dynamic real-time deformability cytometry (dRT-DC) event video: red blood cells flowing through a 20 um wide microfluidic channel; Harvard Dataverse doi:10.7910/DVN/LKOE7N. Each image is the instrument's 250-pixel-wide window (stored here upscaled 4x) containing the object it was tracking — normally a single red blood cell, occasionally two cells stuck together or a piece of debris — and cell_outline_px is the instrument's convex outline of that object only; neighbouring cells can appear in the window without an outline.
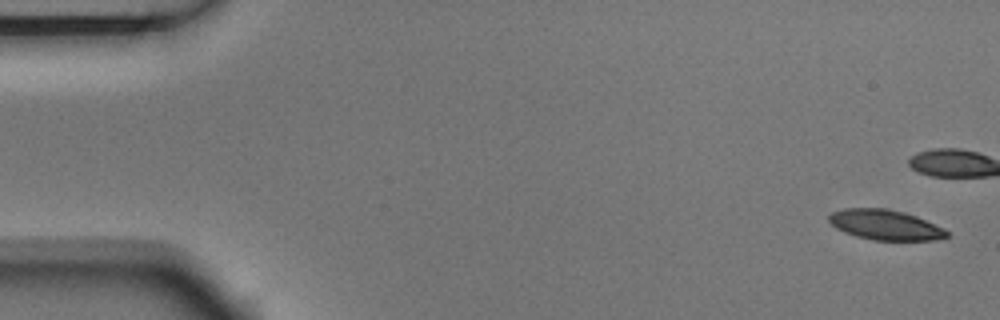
{"species": "Egyptian fruit bat (a non-hibernating species)", "species_latin": "Rousettus aegyptiacus", "temperature_condition": "room temperature", "stored_images_in_passage": 5, "camera_frame_rate_fps": 3000, "um_per_image_px": 0.085, "animal": {"sex": "male"}, "frame": {"image": 1, "passage_image": 1, "time_ms": 0.0, "image_size_px": [1000, 320], "cell_outline_px": [[948, 236], [936, 240], [872, 240], [856, 236], [844, 232], [836, 228], [828, 220], [828, 216], [832, 212], [844, 208], [884, 208], [904, 212], [916, 216], [944, 228], [948, 232]], "centroid_in_image_um": [75.23, 19.11], "position_along_channel_um": 9.8, "area_um2": 20.69}}
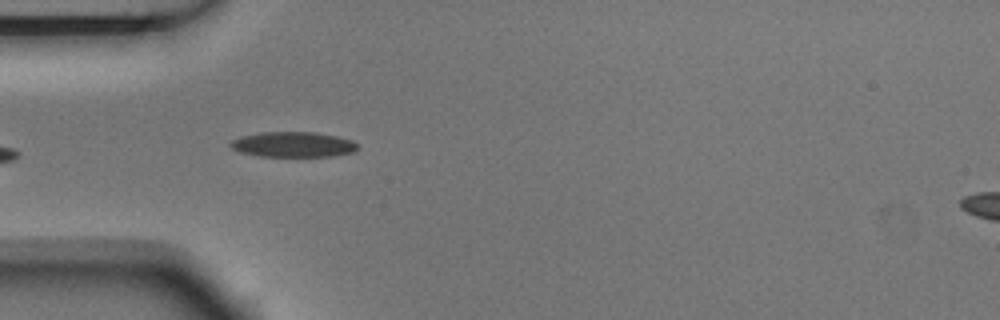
{"frame": {"image": 2, "passage_image": 4, "time_ms": 1.0, "image_size_px": [1000, 320], "cell_outline_px": [[356, 152], [332, 156], [256, 156], [240, 152], [232, 148], [228, 144], [232, 140], [240, 136], [260, 132], [316, 132], [336, 136], [352, 140], [356, 144]], "centroid_in_image_um": [24.88, 12.28], "position_along_channel_um": 60.1, "area_um2": 18.79}}
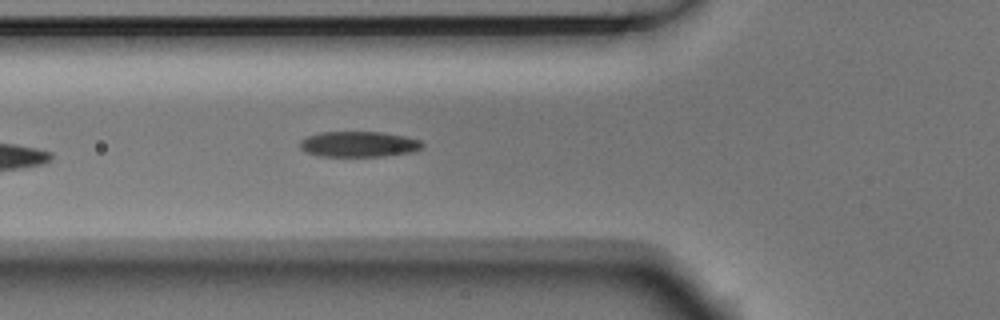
{"frame": {"image": 3, "passage_image": 5, "time_ms": 1.333, "image_size_px": [1000, 320], "cell_outline_px": [[424, 144], [416, 152], [384, 156], [320, 156], [308, 152], [300, 148], [300, 140], [308, 136], [320, 132], [380, 132], [404, 136], [420, 140]], "centroid_in_image_um": [30.52, 12.26], "position_along_channel_um": 95.3, "area_um2": 18.21}}